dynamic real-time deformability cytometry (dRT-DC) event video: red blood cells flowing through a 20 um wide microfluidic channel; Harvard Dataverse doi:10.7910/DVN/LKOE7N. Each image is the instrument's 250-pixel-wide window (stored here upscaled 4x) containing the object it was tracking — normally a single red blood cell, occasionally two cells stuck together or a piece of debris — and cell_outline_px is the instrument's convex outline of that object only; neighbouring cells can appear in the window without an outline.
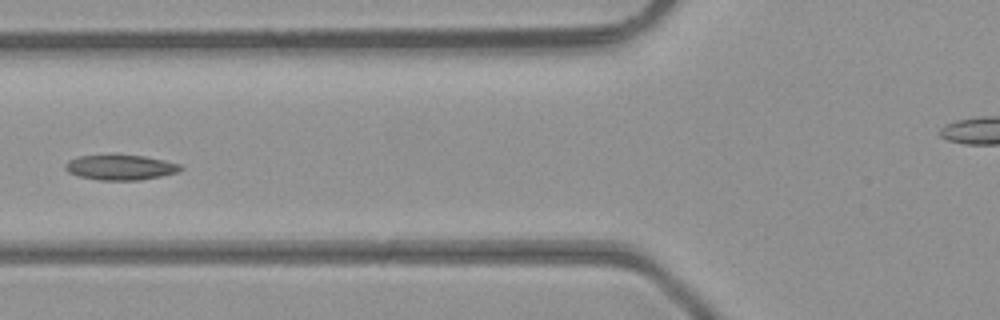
{"species": "common noctule bat (a hibernating species)", "species_latin": "Nyctalus noctula", "temperature_condition": "room temperature", "stored_images_in_passage": 5, "camera_frame_rate_fps": 3000, "um_per_image_px": 0.085, "animal": {"sex": "male", "body_mass_g": 23.1, "forearm_length_mm": 52.7}, "frame": {"image": 1, "passage_image": 4, "time_ms": 1.0, "image_size_px": [1000, 320], "cell_outline_px": [[184, 168], [176, 172], [160, 176], [140, 180], [96, 180], [80, 176], [68, 172], [64, 168], [64, 164], [68, 160], [76, 156], [108, 152], [116, 152], [144, 156], [164, 160], [180, 164]], "centroid_in_image_um": [10.16, 14.17], "position_along_channel_um": 115.6, "area_um2": 17.74}}
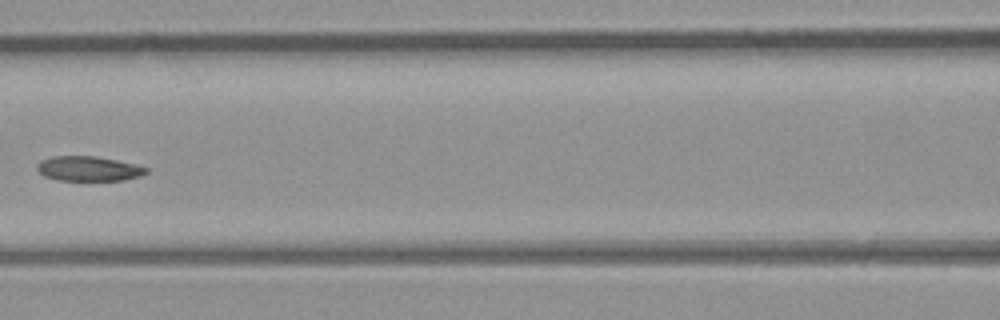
{"frame": {"image": 2, "passage_image": 5, "time_ms": 1.333, "image_size_px": [1000, 320], "cell_outline_px": [[148, 172], [140, 176], [124, 180], [56, 180], [44, 176], [36, 168], [36, 164], [40, 160], [52, 156], [96, 156], [136, 164], [148, 168]], "centroid_in_image_um": [7.51, 14.33], "position_along_channel_um": 159.1, "area_um2": 15.84}}